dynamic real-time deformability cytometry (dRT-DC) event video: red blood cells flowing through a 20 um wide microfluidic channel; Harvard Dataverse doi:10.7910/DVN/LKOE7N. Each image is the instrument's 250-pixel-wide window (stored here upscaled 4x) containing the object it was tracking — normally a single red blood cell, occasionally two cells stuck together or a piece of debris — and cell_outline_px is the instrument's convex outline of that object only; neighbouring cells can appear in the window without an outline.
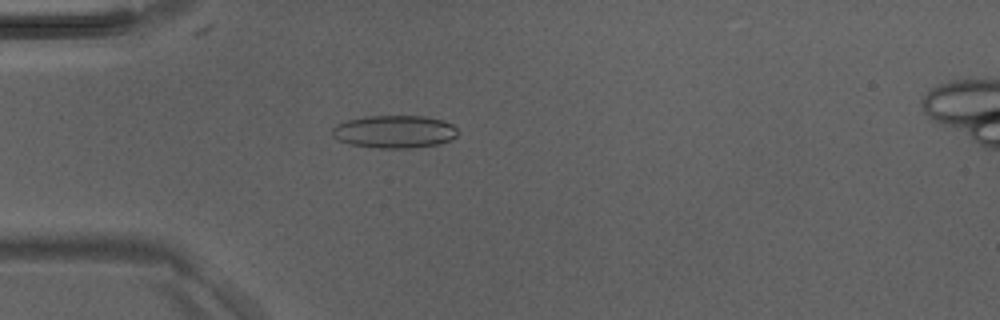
{"species": "Egyptian fruit bat (a non-hibernating species)", "species_latin": "Rousettus aegyptiacus", "temperature_condition": "room temperature", "stored_images_in_passage": 4, "camera_frame_rate_fps": 3000, "um_per_image_px": 0.085, "animal": {"sex": "male"}, "frame": {"image": 1, "passage_image": 4, "time_ms": 1.0, "image_size_px": [1000, 320], "cell_outline_px": [[460, 132], [456, 136], [440, 144], [412, 148], [376, 148], [348, 144], [332, 136], [332, 128], [336, 124], [344, 120], [364, 116], [424, 116], [444, 120], [452, 124]], "centroid_in_image_um": [33.52, 11.19], "position_along_channel_um": 51.5, "area_um2": 24.28}}